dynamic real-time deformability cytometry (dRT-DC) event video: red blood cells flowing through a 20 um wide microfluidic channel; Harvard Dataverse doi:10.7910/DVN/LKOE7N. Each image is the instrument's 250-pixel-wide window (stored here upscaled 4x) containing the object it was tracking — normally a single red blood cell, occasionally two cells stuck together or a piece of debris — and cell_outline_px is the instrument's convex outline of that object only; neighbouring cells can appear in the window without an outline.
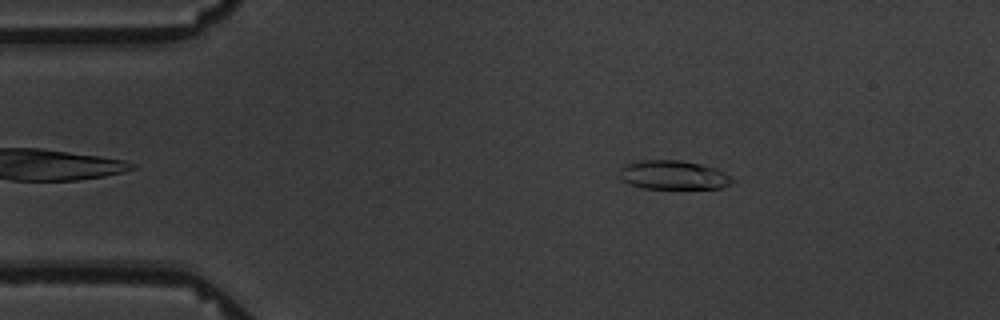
{"species": "common noctule bat (a hibernating species)", "species_latin": "Nyctalus noctula", "temperature_condition": "warm", "stored_images_in_passage": 47, "camera_frame_rate_fps": 3000, "um_per_image_px": 0.085, "animal": {"sex": "male", "body_mass_g": 19.5, "forearm_length_mm": 54.6}, "frame": {"image": 1, "passage_image": 7, "time_ms": 2.0, "image_size_px": [1000, 320], "cell_outline_px": [[736, 180], [732, 184], [724, 188], [644, 188], [628, 184], [620, 180], [620, 168], [624, 164], [640, 160], [680, 160], [700, 164], [716, 168], [732, 176]], "centroid_in_image_um": [57.25, 14.88], "position_along_channel_um": 27.7, "area_um2": 19.31}}
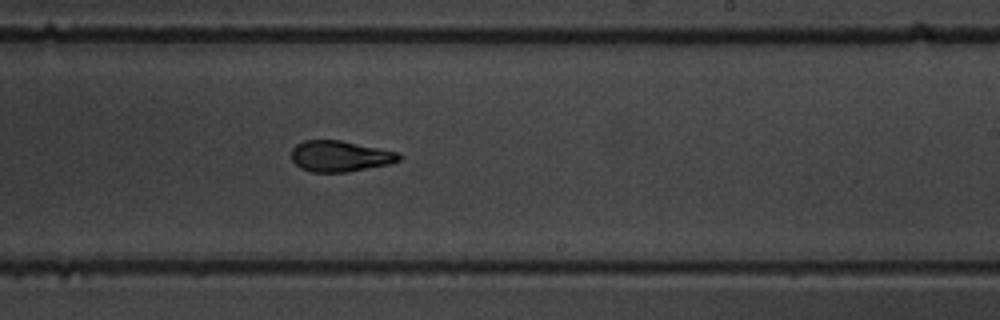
{"frame": {"image": 2, "passage_image": 32, "time_ms": 10.333, "image_size_px": [1000, 320], "cell_outline_px": [[400, 160], [392, 164], [348, 172], [312, 172], [300, 168], [292, 160], [292, 148], [296, 144], [304, 140], [340, 140], [396, 152], [400, 156]], "centroid_in_image_um": [28.88, 13.28], "position_along_channel_um": 260.1, "area_um2": 19.36}}
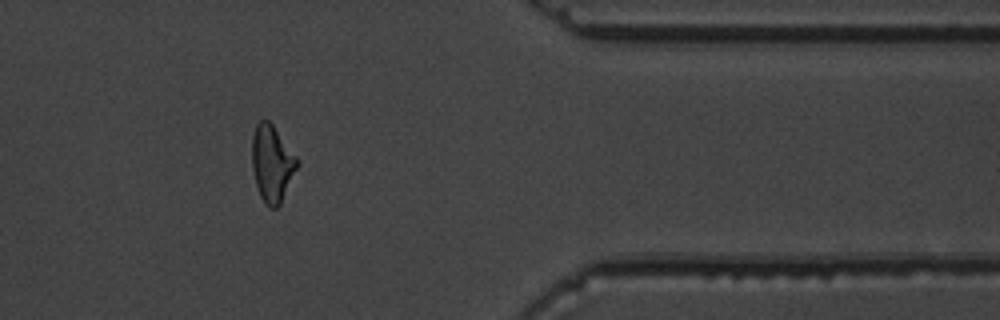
{"frame": {"image": 3, "passage_image": 45, "time_ms": 14.667, "image_size_px": [1000, 320], "cell_outline_px": [[300, 164], [280, 204], [276, 208], [268, 208], [264, 204], [260, 196], [256, 184], [252, 168], [252, 136], [256, 124], [260, 120], [268, 120], [272, 124], [300, 160]], "centroid_in_image_um": [23.13, 13.91], "position_along_channel_um": 388.3, "area_um2": 20.4}, "authors_computed_cell_mechanics": {"area_um2": 19.8254, "velocity_mm_per_s": 3.4419, "shape_relaxation_time_tau1_ms": 4.3169, "shape_relaxation_time_tau2_ms": 2.4332, "deformation_change_tau1": 0.169, "deformation_change_tau2": 0.1036}}